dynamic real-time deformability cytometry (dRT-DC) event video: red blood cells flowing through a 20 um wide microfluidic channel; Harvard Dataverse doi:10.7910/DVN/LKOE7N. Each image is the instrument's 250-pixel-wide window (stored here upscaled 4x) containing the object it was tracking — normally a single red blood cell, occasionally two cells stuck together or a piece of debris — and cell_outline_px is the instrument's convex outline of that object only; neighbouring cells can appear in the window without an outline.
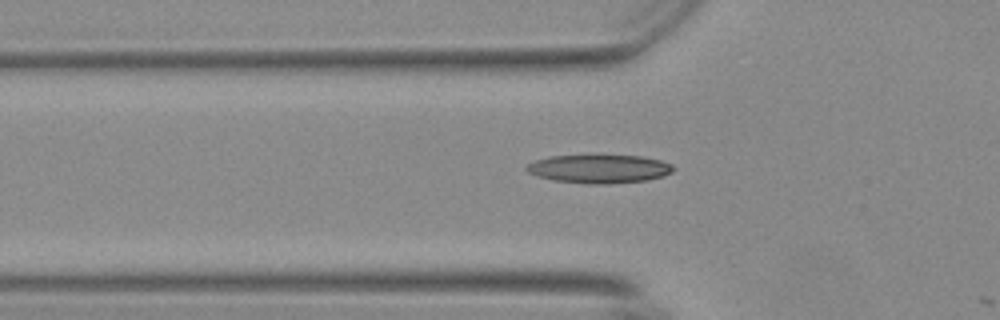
{"species": "Egyptian fruit bat (a non-hibernating species)", "species_latin": "Rousettus aegyptiacus", "temperature_condition": "warm", "stored_images_in_passage": 15, "camera_frame_rate_fps": 3000, "um_per_image_px": 0.085, "animal": {"sex": "female"}, "frame": {"image": 1, "passage_image": 14, "time_ms": 4.333, "image_size_px": [1000, 320], "cell_outline_px": [[676, 168], [672, 172], [664, 176], [648, 180], [608, 184], [588, 184], [552, 180], [528, 172], [524, 168], [532, 160], [548, 156], [596, 152], [640, 156], [660, 160], [672, 164]], "centroid_in_image_um": [50.92, 14.3], "position_along_channel_um": 74.9, "area_um2": 25.72}}